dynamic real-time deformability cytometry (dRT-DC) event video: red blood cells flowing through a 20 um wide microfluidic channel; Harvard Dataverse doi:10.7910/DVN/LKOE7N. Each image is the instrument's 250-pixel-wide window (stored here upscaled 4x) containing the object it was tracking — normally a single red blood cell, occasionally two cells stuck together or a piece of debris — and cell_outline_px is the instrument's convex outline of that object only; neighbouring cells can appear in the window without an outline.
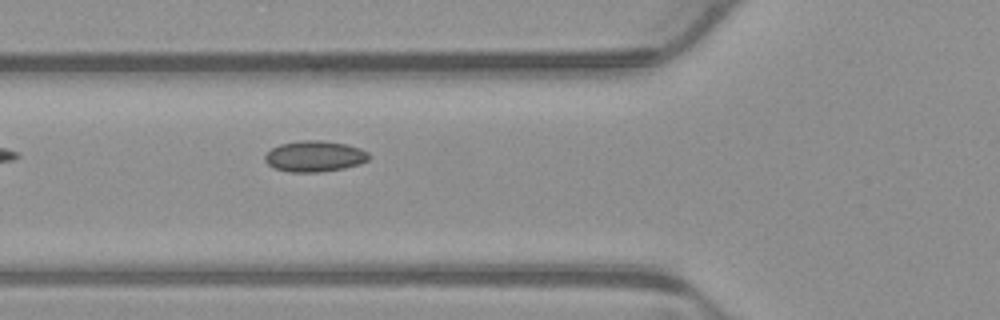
{"species": "common noctule bat (a hibernating species)", "species_latin": "Nyctalus noctula", "temperature_condition": "warm", "stored_images_in_passage": 6, "camera_frame_rate_fps": 3000, "um_per_image_px": 0.085, "animal": {"sex": "male", "body_mass_g": 23.1, "forearm_length_mm": 52.7}, "frame": {"image": 1, "passage_image": 6, "time_ms": 1.667, "image_size_px": [1000, 320], "cell_outline_px": [[372, 156], [368, 160], [360, 164], [344, 168], [320, 172], [288, 172], [276, 168], [268, 164], [264, 160], [264, 156], [272, 148], [280, 144], [300, 140], [324, 140], [348, 144], [360, 148], [368, 152]], "centroid_in_image_um": [26.78, 13.27], "position_along_channel_um": 99.0, "area_um2": 18.96}}